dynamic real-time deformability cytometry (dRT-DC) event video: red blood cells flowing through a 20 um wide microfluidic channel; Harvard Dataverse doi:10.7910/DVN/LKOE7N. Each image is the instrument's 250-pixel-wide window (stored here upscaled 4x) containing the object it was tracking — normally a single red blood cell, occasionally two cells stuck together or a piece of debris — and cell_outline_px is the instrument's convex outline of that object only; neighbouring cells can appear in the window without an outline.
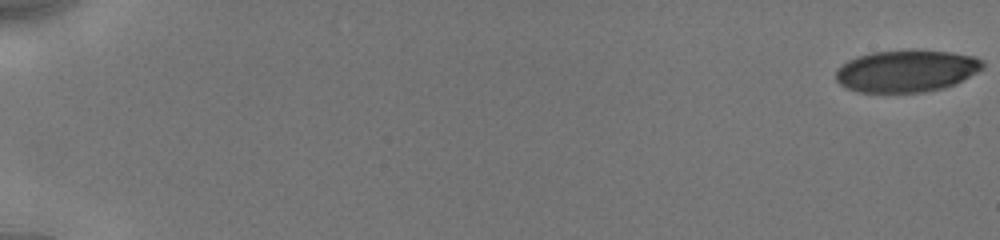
{"species": "human", "species_latin": "Homo sapiens", "temperature_condition": "cold", "stored_images_in_passage": 13, "camera_frame_rate_fps": 3000, "um_per_image_px": 0.085, "donor": {"sex": "male"}, "frame": {"image": 1, "passage_image": 1, "time_ms": 0.0, "image_size_px": [1000, 240], "cell_outline_px": [[984, 68], [956, 84], [944, 88], [924, 92], [856, 92], [840, 84], [836, 80], [836, 68], [848, 60], [856, 56], [872, 52], [912, 48], [952, 52], [976, 56], [984, 60]], "centroid_in_image_um": [77.07, 6.0], "position_along_channel_um": 7.9, "area_um2": 36.82}}
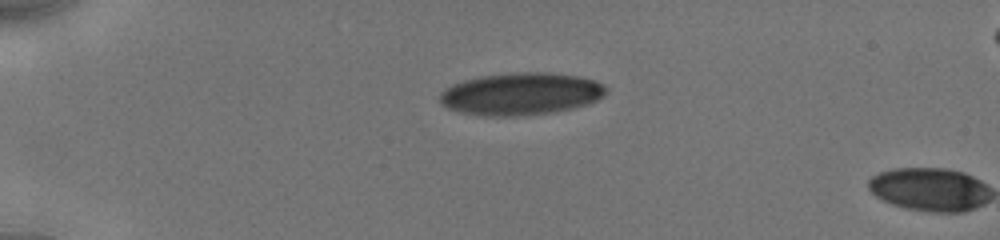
{"frame": {"image": 2, "passage_image": 12, "time_ms": 4.667, "image_size_px": [1000, 240], "cell_outline_px": [[608, 92], [604, 96], [588, 104], [576, 108], [552, 112], [524, 116], [484, 116], [460, 112], [448, 108], [440, 104], [440, 92], [444, 88], [452, 84], [464, 80], [480, 76], [524, 72], [548, 72], [580, 76], [596, 80], [604, 84], [608, 88]], "centroid_in_image_um": [44.31, 7.98], "position_along_channel_um": 40.7, "area_um2": 41.5}}